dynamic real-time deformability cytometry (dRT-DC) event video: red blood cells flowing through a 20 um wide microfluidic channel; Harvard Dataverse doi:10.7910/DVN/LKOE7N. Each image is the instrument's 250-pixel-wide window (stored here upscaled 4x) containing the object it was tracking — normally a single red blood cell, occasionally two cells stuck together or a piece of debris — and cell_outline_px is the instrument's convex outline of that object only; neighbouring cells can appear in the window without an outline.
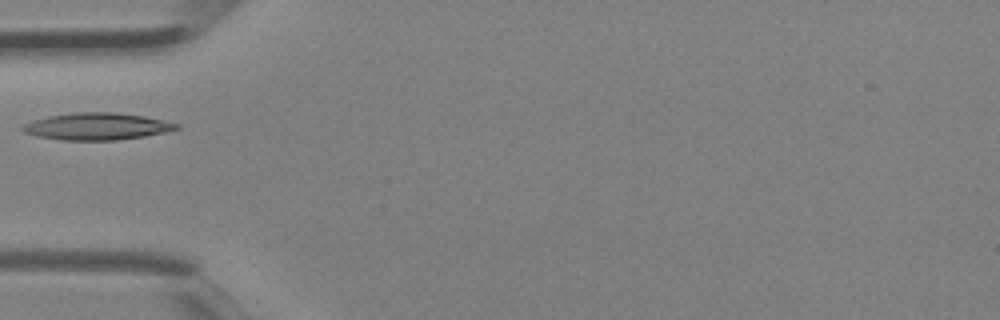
{"species": "Egyptian fruit bat (a non-hibernating species)", "species_latin": "Rousettus aegyptiacus", "temperature_condition": "room temperature", "stored_images_in_passage": 2, "camera_frame_rate_fps": 3000, "um_per_image_px": 0.085, "animal": {"sex": "female"}, "frame": {"image": 1, "passage_image": 2, "time_ms": 0.333, "image_size_px": [1000, 320], "cell_outline_px": [[180, 128], [164, 132], [144, 136], [116, 140], [60, 140], [36, 136], [24, 132], [20, 128], [24, 124], [32, 120], [48, 116], [76, 112], [112, 112], [144, 116], [180, 124]], "centroid_in_image_um": [8.2, 10.74], "position_along_channel_um": 76.8, "area_um2": 24.16}}